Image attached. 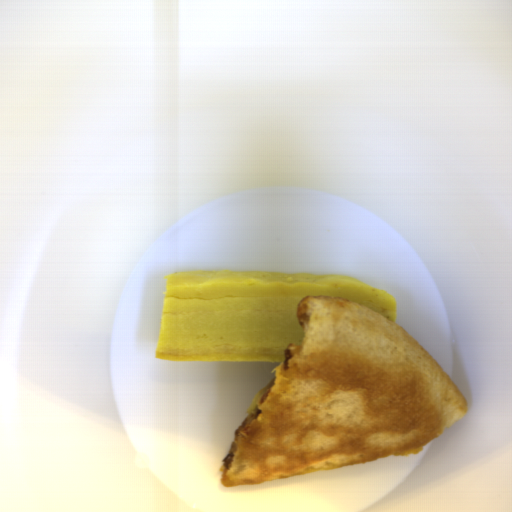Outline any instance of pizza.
<instances>
[{"mask_svg": "<svg viewBox=\"0 0 512 512\" xmlns=\"http://www.w3.org/2000/svg\"><path fill=\"white\" fill-rule=\"evenodd\" d=\"M296 309L303 339L237 428L223 488L414 456L467 415L456 381L397 323L344 296Z\"/></svg>", "mask_w": 512, "mask_h": 512, "instance_id": "pizza-1", "label": "pizza"}]
</instances>
